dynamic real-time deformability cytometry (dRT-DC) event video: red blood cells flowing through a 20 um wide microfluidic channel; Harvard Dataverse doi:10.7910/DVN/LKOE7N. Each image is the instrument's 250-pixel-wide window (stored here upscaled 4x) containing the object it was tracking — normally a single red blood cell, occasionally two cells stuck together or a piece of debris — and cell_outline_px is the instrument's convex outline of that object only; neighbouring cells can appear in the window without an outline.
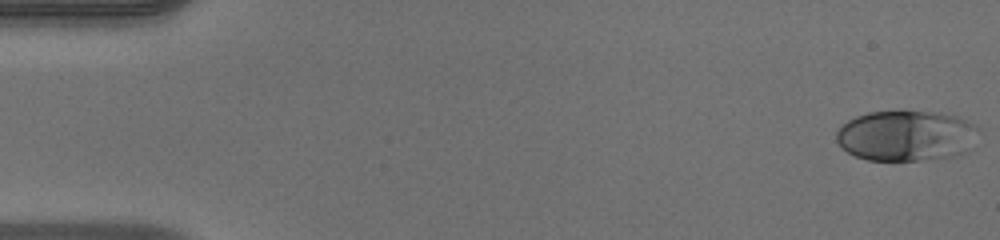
{"species": "human", "species_latin": "Homo sapiens", "temperature_condition": "warm", "stored_images_in_passage": 49, "camera_frame_rate_fps": 3000, "um_per_image_px": 0.085, "donor": {"sex": "male"}, "frame": {"image": 1, "passage_image": 1, "time_ms": 0.0, "image_size_px": [1000, 240], "cell_outline_px": [[980, 128], [968, 152], [956, 156], [920, 160], [868, 160], [856, 156], [848, 152], [836, 140], [836, 132], [840, 124], [856, 116], [868, 112], [936, 112], [956, 116], [976, 124]], "centroid_in_image_um": [77.05, 11.54], "position_along_channel_um": 8.0, "area_um2": 42.02}}
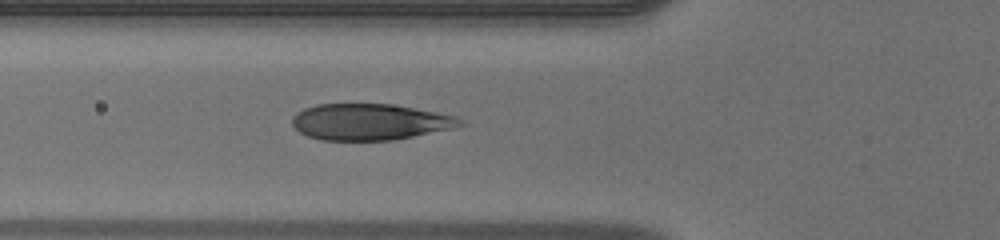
{"frame": {"image": 2, "passage_image": 18, "time_ms": 5.667, "image_size_px": [1000, 240], "cell_outline_px": [[464, 124], [452, 128], [392, 140], [320, 140], [308, 136], [300, 132], [292, 124], [292, 116], [296, 112], [304, 108], [316, 104], [388, 104], [412, 108], [456, 116], [464, 120]], "centroid_in_image_um": [31.39, 10.36], "position_along_channel_um": 94.4, "area_um2": 35.2}}
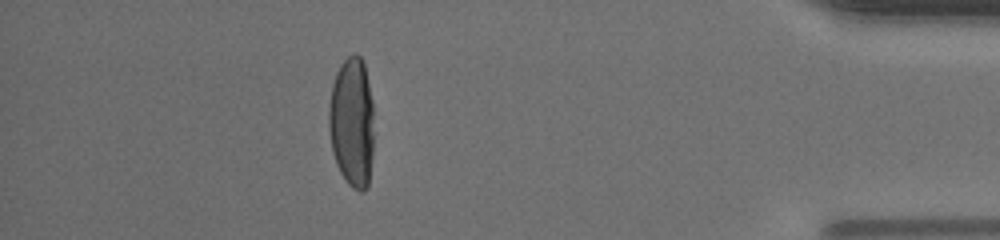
{"frame": {"image": 3, "passage_image": 44, "time_ms": 14.333, "image_size_px": [1000, 240], "cell_outline_px": [[372, 156], [368, 188], [364, 192], [360, 192], [352, 188], [348, 184], [340, 172], [336, 164], [332, 152], [328, 128], [328, 108], [332, 84], [336, 72], [340, 64], [348, 56], [356, 52], [364, 60], [372, 100]], "centroid_in_image_um": [29.9, 10.39], "position_along_channel_um": 405.3, "area_um2": 34.68}, "authors_computed_cell_mechanics": {"area_um2": 37.281, "velocity_mm_per_s": 4.1116, "shape_relaxation_time_tau1_ms": 5.5685, "shape_relaxation_time_tau2_ms": null, "deformation_change_tau1": 0.2783, "deformation_change_tau2": null}}